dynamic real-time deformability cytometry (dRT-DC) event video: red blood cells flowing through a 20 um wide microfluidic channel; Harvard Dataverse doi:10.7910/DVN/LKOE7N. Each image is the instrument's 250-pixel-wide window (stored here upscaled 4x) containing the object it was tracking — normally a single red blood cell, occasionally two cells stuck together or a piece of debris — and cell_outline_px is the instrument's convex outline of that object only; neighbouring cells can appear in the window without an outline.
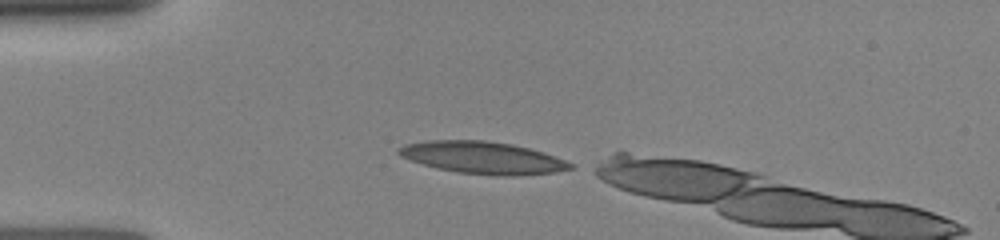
{"species": "human", "species_latin": "Homo sapiens", "temperature_condition": "room temperature", "stored_images_in_passage": 6, "camera_frame_rate_fps": 3000, "um_per_image_px": 0.085, "donor": {"sex": "female"}, "frame": {"image": 1, "passage_image": 1, "time_ms": 0.0, "image_size_px": [1000, 240], "cell_outline_px": [[576, 168], [556, 172], [512, 176], [496, 176], [456, 172], [436, 168], [400, 156], [396, 152], [396, 148], [404, 144], [428, 140], [484, 140], [512, 144], [544, 152], [576, 164]], "centroid_in_image_um": [41.06, 13.4], "position_along_channel_um": 43.9, "area_um2": 32.48}}
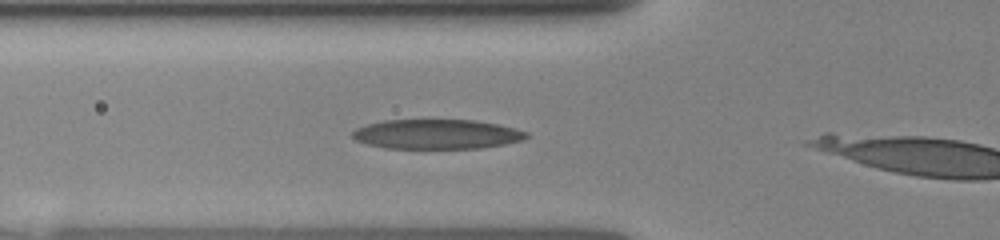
{"frame": {"image": 2, "passage_image": 5, "time_ms": 1.667, "image_size_px": [1000, 240], "cell_outline_px": [[528, 136], [524, 140], [504, 144], [480, 148], [384, 148], [368, 144], [356, 140], [352, 136], [352, 132], [356, 128], [368, 124], [384, 120], [476, 120], [516, 128], [528, 132]], "centroid_in_image_um": [37.14, 11.4], "position_along_channel_um": 88.7, "area_um2": 30.0}}